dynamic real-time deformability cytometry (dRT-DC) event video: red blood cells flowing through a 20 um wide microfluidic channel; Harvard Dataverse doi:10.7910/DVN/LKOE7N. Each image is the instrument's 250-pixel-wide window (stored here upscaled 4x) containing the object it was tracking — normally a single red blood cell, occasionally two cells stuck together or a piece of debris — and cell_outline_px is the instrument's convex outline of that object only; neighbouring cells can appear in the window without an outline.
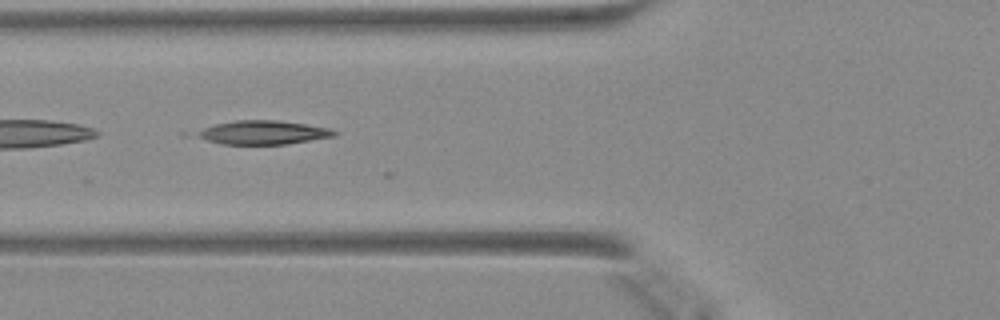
{"species": "Egyptian fruit bat (a non-hibernating species)", "species_latin": "Rousettus aegyptiacus", "temperature_condition": "warm", "stored_images_in_passage": 19, "segment_of_instrument_passage": [2, 2], "camera_frame_rate_fps": 3000, "um_per_image_px": 0.085, "animal": {"sex": "female"}, "frame": {"image": 1, "passage_image": 16, "time_ms": 5.0, "image_size_px": [1000, 320], "cell_outline_px": [[336, 136], [284, 144], [224, 144], [208, 140], [200, 136], [196, 132], [204, 128], [216, 124], [236, 120], [280, 120], [328, 128], [336, 132]], "centroid_in_image_um": [22.39, 11.25], "position_along_channel_um": 103.4, "area_um2": 18.55}}